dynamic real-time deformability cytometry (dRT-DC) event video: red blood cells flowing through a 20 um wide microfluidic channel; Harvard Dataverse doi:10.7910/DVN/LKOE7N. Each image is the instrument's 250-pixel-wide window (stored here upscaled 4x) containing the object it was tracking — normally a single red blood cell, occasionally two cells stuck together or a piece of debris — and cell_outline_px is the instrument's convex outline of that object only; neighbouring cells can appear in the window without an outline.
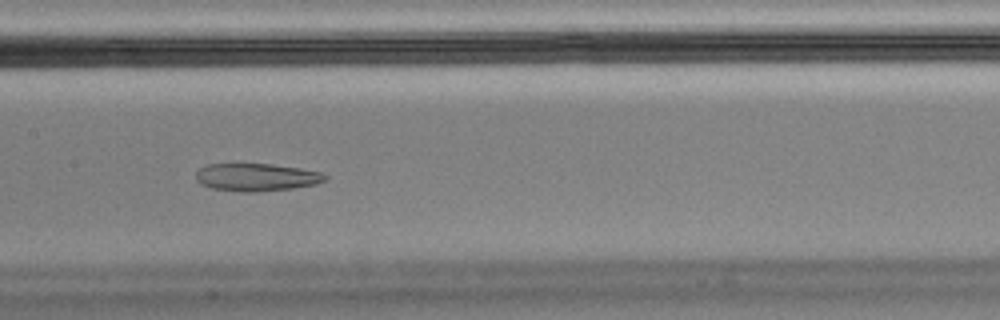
{"species": "Egyptian fruit bat (a non-hibernating species)", "species_latin": "Rousettus aegyptiacus", "temperature_condition": "cold", "stored_images_in_passage": 42, "camera_frame_rate_fps": 3000, "um_per_image_px": 0.085, "animal": {"sex": "male"}, "frame": {"image": 1, "passage_image": 13, "time_ms": 4.0, "image_size_px": [1000, 320], "cell_outline_px": [[328, 180], [316, 184], [292, 188], [256, 192], [240, 192], [212, 188], [200, 184], [196, 180], [196, 172], [200, 168], [208, 164], [272, 164], [300, 168], [320, 172], [328, 176]], "centroid_in_image_um": [21.8, 15.07], "position_along_channel_um": 185.6, "area_um2": 20.92}, "authors_computed_cell_mechanics": {"area_um2": 25.1141, "velocity_mm_per_s": 3.4658, "shape_relaxation_time_tau1_ms": null, "shape_relaxation_time_tau2_ms": 2.7404, "deformation_change_tau1": null, "deformation_change_tau2": 0.0864}}